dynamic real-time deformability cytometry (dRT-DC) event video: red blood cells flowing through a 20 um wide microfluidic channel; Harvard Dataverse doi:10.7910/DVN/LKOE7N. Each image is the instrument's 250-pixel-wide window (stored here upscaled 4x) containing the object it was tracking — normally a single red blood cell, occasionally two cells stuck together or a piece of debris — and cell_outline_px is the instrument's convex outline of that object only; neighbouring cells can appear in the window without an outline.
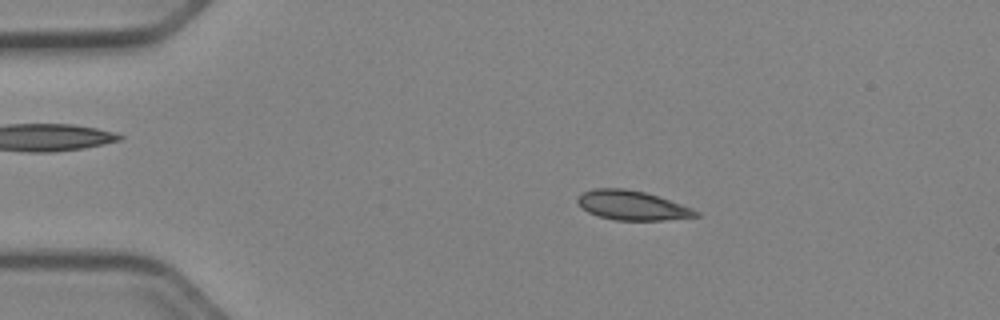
{"species": "Egyptian fruit bat (a non-hibernating species)", "species_latin": "Rousettus aegyptiacus", "temperature_condition": "cold", "stored_images_in_passage": 50, "camera_frame_rate_fps": 3000, "um_per_image_px": 0.085, "animal": {"sex": "female"}, "frame": {"image": 1, "passage_image": 9, "time_ms": 2.667, "image_size_px": [1000, 320], "cell_outline_px": [[700, 216], [664, 220], [616, 220], [600, 216], [588, 212], [580, 208], [576, 200], [576, 196], [592, 188], [624, 188], [644, 192], [692, 208], [700, 212]], "centroid_in_image_um": [53.68, 17.45], "position_along_channel_um": 31.3, "area_um2": 20.17}}
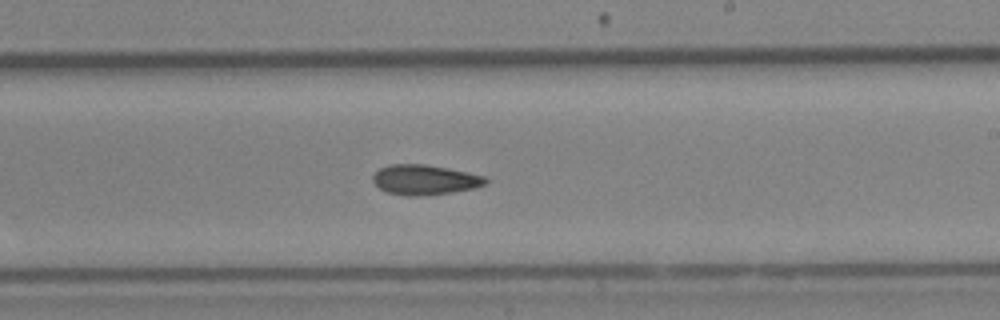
{"frame": {"image": 2, "passage_image": 30, "time_ms": 9.667, "image_size_px": [1000, 320], "cell_outline_px": [[492, 180], [476, 188], [452, 192], [416, 196], [408, 196], [388, 192], [380, 188], [372, 180], [372, 176], [380, 168], [388, 164], [424, 164], [448, 168], [488, 176]], "centroid_in_image_um": [36.16, 15.27], "position_along_channel_um": 252.8, "area_um2": 19.83}}
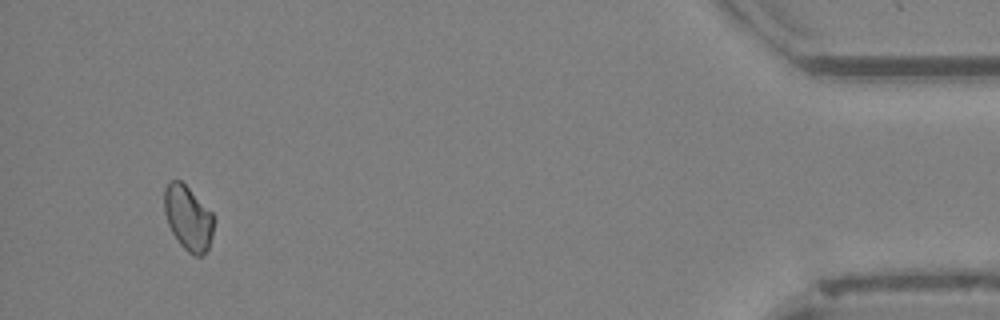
{"frame": {"image": 3, "passage_image": 48, "time_ms": 15.667, "image_size_px": [1000, 320], "cell_outline_px": [[212, 236], [208, 248], [200, 256], [196, 256], [188, 252], [180, 244], [172, 232], [168, 224], [164, 212], [164, 188], [168, 180], [180, 180], [212, 212]], "centroid_in_image_um": [15.95, 18.51], "position_along_channel_um": 419.2, "area_um2": 18.38}}